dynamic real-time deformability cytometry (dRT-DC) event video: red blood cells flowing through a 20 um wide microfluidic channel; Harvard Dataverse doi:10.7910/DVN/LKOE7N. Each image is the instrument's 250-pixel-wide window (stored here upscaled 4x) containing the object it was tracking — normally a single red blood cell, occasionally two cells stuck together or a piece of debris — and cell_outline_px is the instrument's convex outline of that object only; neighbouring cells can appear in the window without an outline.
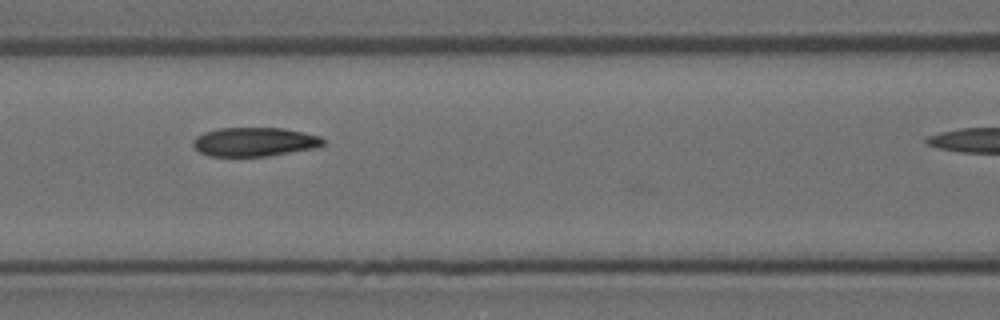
{"species": "Egyptian fruit bat (a non-hibernating species)", "species_latin": "Rousettus aegyptiacus", "temperature_condition": "room temperature", "stored_images_in_passage": 23, "camera_frame_rate_fps": 3000, "um_per_image_px": 0.085, "animal": {"sex": "female"}, "frame": {"image": 1, "passage_image": 19, "time_ms": 6.0, "image_size_px": [1000, 320], "cell_outline_px": [[324, 144], [312, 148], [268, 156], [208, 156], [200, 152], [192, 144], [192, 140], [196, 136], [204, 132], [220, 128], [284, 128], [304, 132], [320, 136], [324, 140]], "centroid_in_image_um": [21.6, 12.05], "position_along_channel_um": 145.0, "area_um2": 21.85}}
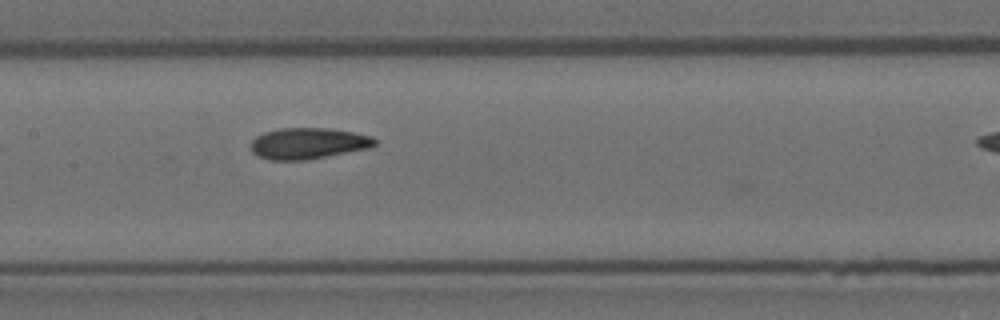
{"frame": {"image": 2, "passage_image": 22, "time_ms": 7.0, "image_size_px": [1000, 320], "cell_outline_px": [[376, 144], [368, 148], [304, 160], [272, 160], [256, 156], [252, 152], [252, 140], [256, 136], [264, 132], [280, 128], [328, 128], [352, 132], [372, 136], [376, 140]], "centroid_in_image_um": [26.16, 12.18], "position_along_channel_um": 181.2, "area_um2": 22.31}}